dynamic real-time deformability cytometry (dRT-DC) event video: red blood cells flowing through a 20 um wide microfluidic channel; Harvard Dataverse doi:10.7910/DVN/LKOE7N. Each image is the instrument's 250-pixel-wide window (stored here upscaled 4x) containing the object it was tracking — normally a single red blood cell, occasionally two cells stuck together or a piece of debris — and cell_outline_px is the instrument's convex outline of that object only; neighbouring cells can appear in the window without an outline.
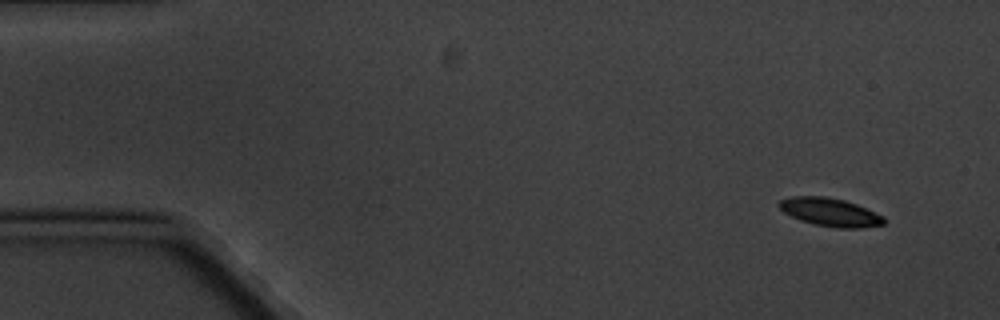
{"species": "common noctule bat (a hibernating species)", "species_latin": "Nyctalus noctula", "temperature_condition": "cold", "stored_images_in_passage": 4, "camera_frame_rate_fps": 3000, "um_per_image_px": 0.085, "animal": {"sex": "male", "body_mass_g": 20.1, "forearm_length_mm": 53.5}, "frame": {"image": 1, "passage_image": 1, "time_ms": 0.0, "image_size_px": [1000, 320], "cell_outline_px": [[884, 224], [864, 228], [836, 228], [812, 224], [800, 220], [784, 212], [776, 204], [780, 200], [792, 196], [824, 196], [844, 200], [856, 204], [884, 216]], "centroid_in_image_um": [70.55, 18.04], "position_along_channel_um": 14.5, "area_um2": 17.28}}
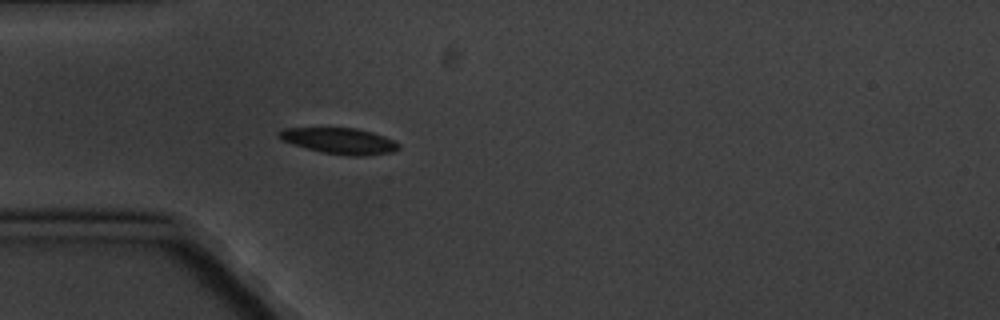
{"frame": {"image": 2, "passage_image": 4, "time_ms": 4.333, "image_size_px": [1000, 320], "cell_outline_px": [[400, 148], [392, 152], [364, 156], [348, 156], [324, 152], [292, 144], [276, 136], [276, 132], [284, 128], [356, 128], [372, 132], [384, 136], [400, 144]], "centroid_in_image_um": [28.86, 11.97], "position_along_channel_um": 56.1, "area_um2": 18.03}}